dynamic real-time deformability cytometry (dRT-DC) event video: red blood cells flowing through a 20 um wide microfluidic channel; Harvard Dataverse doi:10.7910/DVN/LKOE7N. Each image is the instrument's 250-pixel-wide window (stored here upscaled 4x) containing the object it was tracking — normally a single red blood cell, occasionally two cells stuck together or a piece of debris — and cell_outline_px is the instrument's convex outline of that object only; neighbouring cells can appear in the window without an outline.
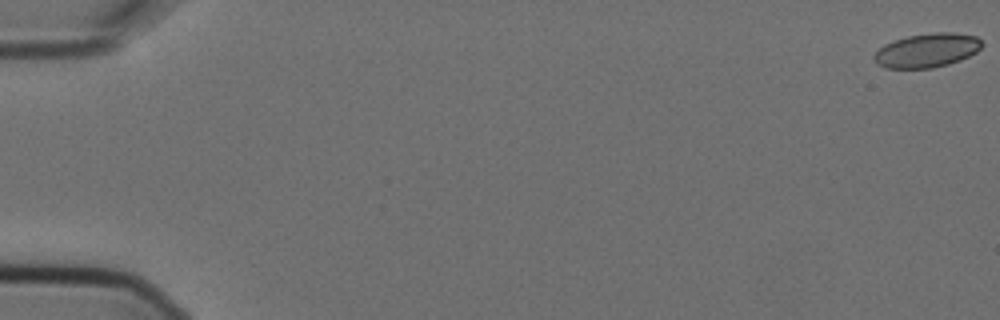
{"species": "Egyptian fruit bat (a non-hibernating species)", "species_latin": "Rousettus aegyptiacus", "temperature_condition": "cold", "stored_images_in_passage": 3, "camera_frame_rate_fps": 3000, "um_per_image_px": 0.085, "animal": {"sex": "female"}, "frame": {"image": 1, "passage_image": 1, "time_ms": 0.0, "image_size_px": [1000, 320], "cell_outline_px": [[984, 44], [976, 52], [960, 60], [948, 64], [932, 68], [884, 68], [876, 64], [872, 56], [884, 44], [908, 36], [932, 32], [956, 32], [976, 36]], "centroid_in_image_um": [78.79, 4.28], "position_along_channel_um": 6.2, "area_um2": 21.44}}